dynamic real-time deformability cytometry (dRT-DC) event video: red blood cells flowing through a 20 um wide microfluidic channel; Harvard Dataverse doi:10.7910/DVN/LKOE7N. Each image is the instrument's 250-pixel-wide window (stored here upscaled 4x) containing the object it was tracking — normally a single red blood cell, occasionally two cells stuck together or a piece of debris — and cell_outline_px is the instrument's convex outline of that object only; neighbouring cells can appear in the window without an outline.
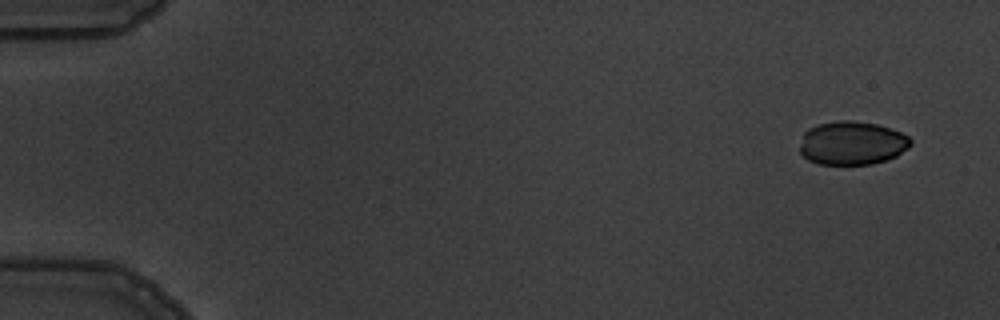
{"species": "common noctule bat (a hibernating species)", "species_latin": "Nyctalus noctula", "temperature_condition": "warm", "stored_images_in_passage": 5, "camera_frame_rate_fps": 3000, "um_per_image_px": 0.085, "animal": {"sex": "male", "body_mass_g": 19.5, "forearm_length_mm": 54.6}, "frame": {"image": 1, "passage_image": 1, "time_ms": 0.0, "image_size_px": [1000, 320], "cell_outline_px": [[912, 144], [908, 148], [896, 156], [872, 164], [820, 164], [808, 160], [800, 152], [800, 148], [804, 132], [808, 128], [816, 124], [840, 120], [848, 120], [876, 124], [900, 132], [908, 136], [912, 140]], "centroid_in_image_um": [72.42, 12.16], "position_along_channel_um": 12.6, "area_um2": 28.03}}